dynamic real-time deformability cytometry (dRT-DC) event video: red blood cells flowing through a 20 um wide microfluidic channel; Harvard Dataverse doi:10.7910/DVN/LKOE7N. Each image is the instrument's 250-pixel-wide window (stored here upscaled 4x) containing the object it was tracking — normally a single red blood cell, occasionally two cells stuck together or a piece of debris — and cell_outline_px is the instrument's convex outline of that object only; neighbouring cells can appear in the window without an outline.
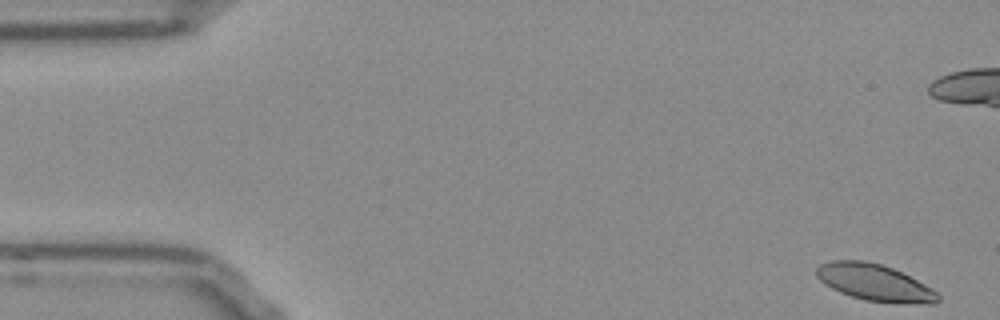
{"species": "Egyptian fruit bat (a non-hibernating species)", "species_latin": "Rousettus aegyptiacus", "temperature_condition": "room temperature", "stored_images_in_passage": 54, "camera_frame_rate_fps": 3000, "um_per_image_px": 0.085, "frame": {"image": 1, "passage_image": 1, "time_ms": 0.0, "image_size_px": [1000, 320], "cell_outline_px": [[940, 300], [936, 304], [908, 304], [864, 300], [840, 292], [824, 284], [816, 276], [816, 268], [820, 264], [832, 260], [860, 260], [880, 264], [892, 268], [924, 284], [936, 292], [940, 296]], "centroid_in_image_um": [74.34, 24.03], "position_along_channel_um": 10.7, "area_um2": 25.84}}
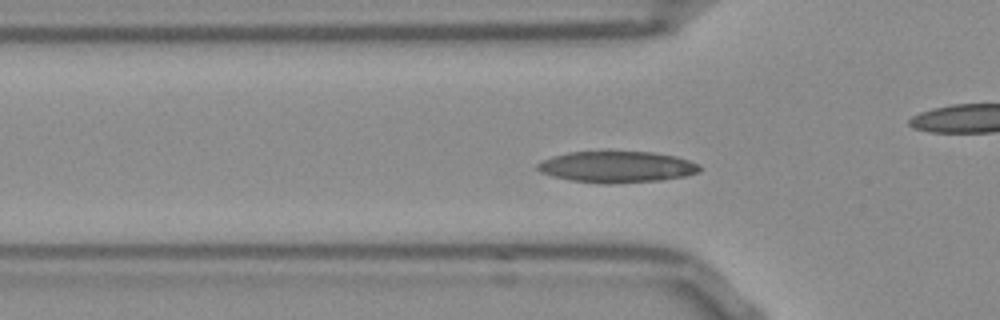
{"frame": {"image": 2, "passage_image": 16, "time_ms": 5.0, "image_size_px": [1000, 320], "cell_outline_px": [[700, 172], [684, 176], [660, 180], [608, 184], [604, 184], [568, 180], [552, 176], [540, 172], [536, 168], [536, 164], [552, 156], [568, 152], [604, 148], [608, 148], [652, 152], [676, 156], [700, 164]], "centroid_in_image_um": [52.39, 14.13], "position_along_channel_um": 73.4, "area_um2": 30.87}}
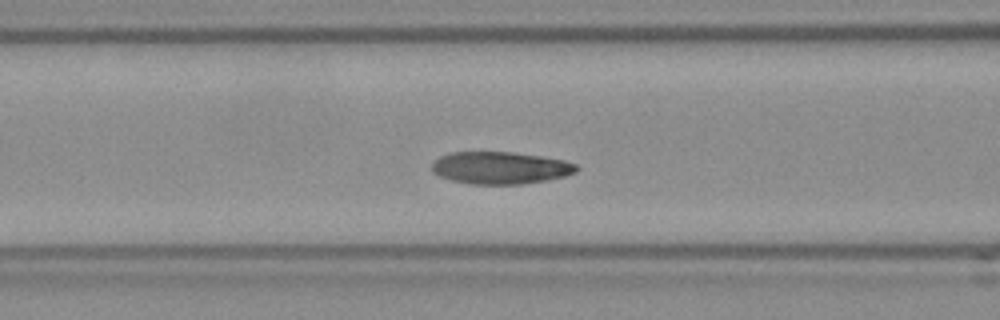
{"frame": {"image": 3, "passage_image": 20, "time_ms": 6.333, "image_size_px": [1000, 320], "cell_outline_px": [[580, 168], [576, 172], [564, 176], [548, 180], [520, 184], [468, 184], [452, 180], [440, 176], [432, 172], [432, 164], [440, 156], [448, 152], [512, 152], [540, 156], [564, 160], [576, 164]], "centroid_in_image_um": [42.53, 14.26], "position_along_channel_um": 124.1, "area_um2": 27.22}, "authors_computed_cell_mechanics": {"area_um2": 27.3105, "velocity_mm_per_s": 3.7328, "shape_relaxation_time_tau1_ms": 3.6954, "shape_relaxation_time_tau2_ms": 2.9633, "deformation_change_tau1": 0.1046, "deformation_change_tau2": 0.0705}}